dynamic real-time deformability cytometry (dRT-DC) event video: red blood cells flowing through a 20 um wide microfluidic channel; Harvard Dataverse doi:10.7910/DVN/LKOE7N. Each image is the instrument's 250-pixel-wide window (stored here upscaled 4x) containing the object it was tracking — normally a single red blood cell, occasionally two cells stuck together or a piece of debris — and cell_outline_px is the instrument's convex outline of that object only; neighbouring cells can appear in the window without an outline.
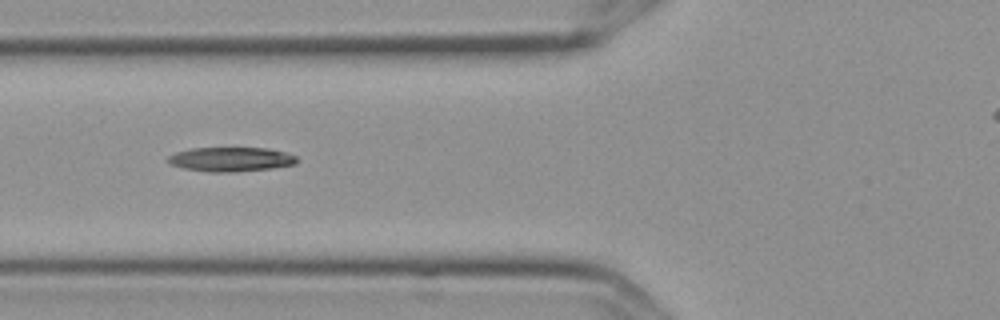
{"species": "Egyptian fruit bat (a non-hibernating species)", "species_latin": "Rousettus aegyptiacus", "temperature_condition": "cold", "stored_images_in_passage": 15, "camera_frame_rate_fps": 3000, "um_per_image_px": 0.085, "frame": {"image": 1, "passage_image": 5, "time_ms": 1.333, "image_size_px": [1000, 320], "cell_outline_px": [[296, 164], [272, 168], [236, 172], [208, 172], [184, 168], [172, 164], [168, 160], [168, 156], [176, 152], [192, 148], [268, 148], [284, 152], [296, 156]], "centroid_in_image_um": [19.63, 13.54], "position_along_channel_um": 106.2, "area_um2": 18.15}}
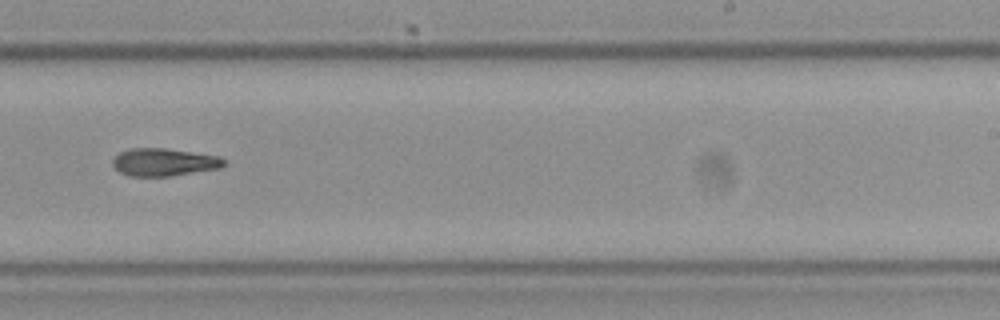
{"frame": {"image": 2, "passage_image": 9, "time_ms": 2.667, "image_size_px": [1000, 320], "cell_outline_px": [[224, 164], [220, 168], [172, 176], [128, 176], [120, 172], [112, 164], [112, 160], [120, 152], [132, 148], [168, 148], [220, 156], [224, 160]], "centroid_in_image_um": [13.94, 13.78], "position_along_channel_um": 275.1, "area_um2": 17.98}}
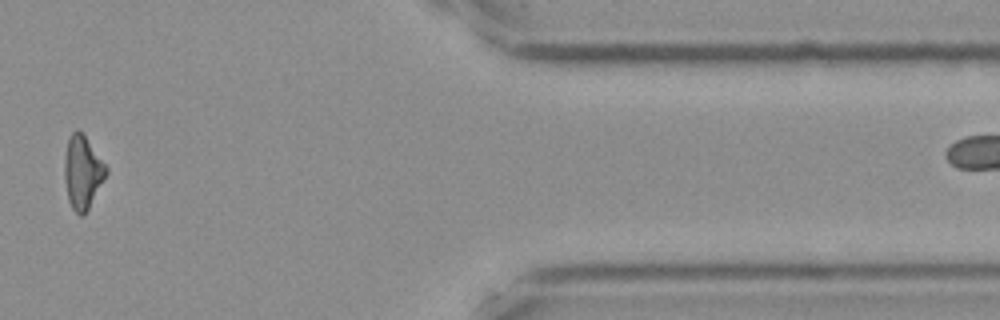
{"frame": {"image": 3, "passage_image": 13, "time_ms": 4.0, "image_size_px": [1000, 320], "cell_outline_px": [[108, 172], [84, 216], [80, 216], [72, 208], [68, 200], [64, 176], [64, 160], [68, 140], [72, 132], [76, 128], [84, 136], [108, 168]], "centroid_in_image_um": [7.0, 14.67], "position_along_channel_um": 404.4, "area_um2": 17.46}}